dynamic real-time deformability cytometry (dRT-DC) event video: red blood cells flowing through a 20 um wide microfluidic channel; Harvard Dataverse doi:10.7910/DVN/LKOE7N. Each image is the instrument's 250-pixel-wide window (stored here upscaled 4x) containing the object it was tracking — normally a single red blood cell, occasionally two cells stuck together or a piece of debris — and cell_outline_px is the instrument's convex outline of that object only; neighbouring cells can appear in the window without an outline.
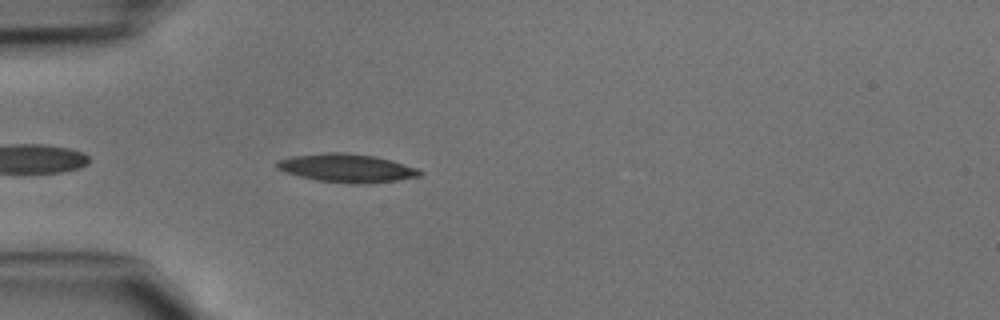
{"species": "common noctule bat (a hibernating species)", "species_latin": "Nyctalus noctula", "temperature_condition": "cold", "stored_images_in_passage": 13, "camera_frame_rate_fps": 3000, "um_per_image_px": 0.085, "animal": {"sex": "male", "body_mass_g": 15.6}, "frame": {"image": 1, "passage_image": 3, "time_ms": 0.667, "image_size_px": [1000, 320], "cell_outline_px": [[424, 172], [420, 176], [396, 180], [360, 184], [348, 184], [316, 180], [300, 176], [276, 168], [276, 164], [280, 160], [292, 156], [324, 152], [344, 152], [376, 156], [416, 168]], "centroid_in_image_um": [29.47, 14.28], "position_along_channel_um": 55.5, "area_um2": 23.47}}